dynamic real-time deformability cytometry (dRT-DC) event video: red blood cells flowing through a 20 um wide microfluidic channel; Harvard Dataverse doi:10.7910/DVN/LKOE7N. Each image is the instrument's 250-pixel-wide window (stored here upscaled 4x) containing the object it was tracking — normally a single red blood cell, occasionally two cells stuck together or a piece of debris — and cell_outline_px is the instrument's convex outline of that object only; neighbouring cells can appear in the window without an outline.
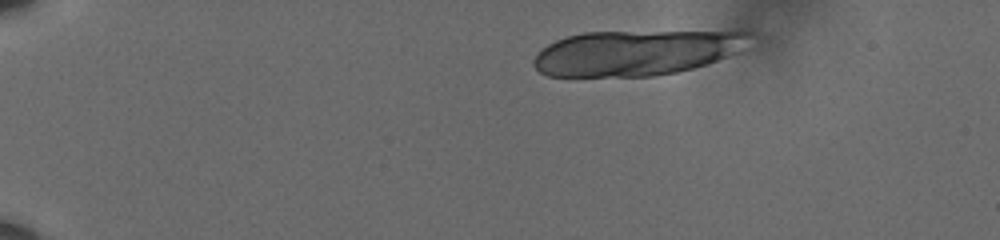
{"species": "human", "species_latin": "Homo sapiens", "temperature_condition": "cold", "stored_images_in_passage": 10, "camera_frame_rate_fps": 3000, "um_per_image_px": 0.085, "donor": {"sex": "male"}, "frame": {"image": 1, "passage_image": 1, "time_ms": 0.0, "image_size_px": [1000, 240], "cell_outline_px": [[756, 32], [736, 52], [728, 56], [692, 68], [676, 72], [652, 76], [548, 76], [540, 72], [536, 68], [532, 60], [548, 44], [556, 40], [568, 36], [584, 32], [736, 28]], "centroid_in_image_um": [54.22, 4.4], "position_along_channel_um": 30.8, "area_um2": 58.55}}